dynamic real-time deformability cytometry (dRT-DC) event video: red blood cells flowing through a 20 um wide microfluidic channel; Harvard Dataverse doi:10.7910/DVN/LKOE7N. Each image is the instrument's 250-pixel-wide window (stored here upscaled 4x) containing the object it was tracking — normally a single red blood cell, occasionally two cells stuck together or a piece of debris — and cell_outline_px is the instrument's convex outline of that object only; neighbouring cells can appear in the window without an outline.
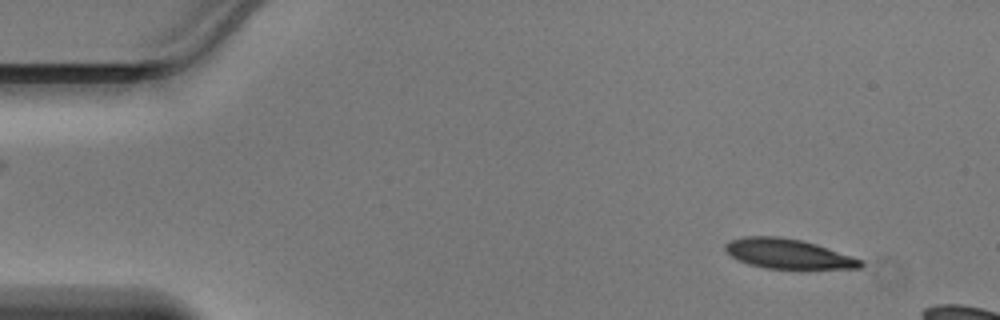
{"species": "Egyptian fruit bat (a non-hibernating species)", "species_latin": "Rousettus aegyptiacus", "temperature_condition": "warm", "stored_images_in_passage": 11, "camera_frame_rate_fps": 3000, "um_per_image_px": 0.085, "animal": {"sex": "male"}, "frame": {"image": 1, "passage_image": 4, "time_ms": 1.0, "image_size_px": [1000, 320], "cell_outline_px": [[864, 264], [860, 268], [764, 268], [748, 264], [732, 256], [724, 248], [724, 244], [728, 240], [744, 236], [780, 236], [800, 240], [816, 244], [864, 260]], "centroid_in_image_um": [66.97, 21.56], "position_along_channel_um": 18.0, "area_um2": 23.29}}